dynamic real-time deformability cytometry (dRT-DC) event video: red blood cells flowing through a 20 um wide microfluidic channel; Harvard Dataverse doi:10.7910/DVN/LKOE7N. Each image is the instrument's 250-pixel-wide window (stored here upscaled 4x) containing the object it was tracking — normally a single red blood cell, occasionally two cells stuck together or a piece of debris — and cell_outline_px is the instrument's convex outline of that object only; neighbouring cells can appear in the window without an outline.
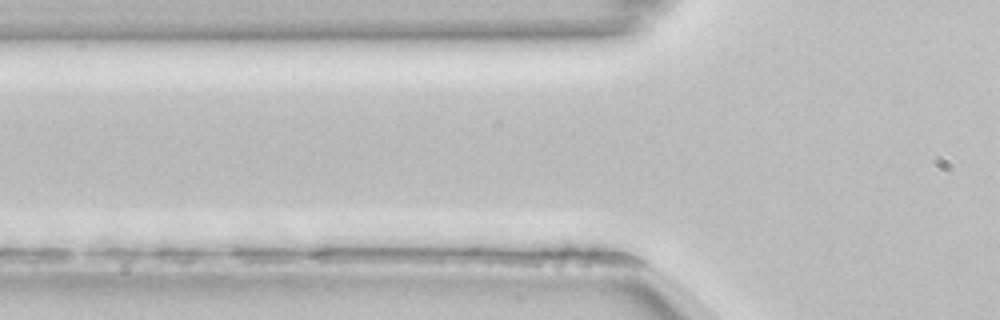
{"species": "common noctule bat (a hibernating species)", "species_latin": "Nyctalus noctula", "temperature_condition": "room temperature", "stored_images_in_passage": 2, "camera_frame_rate_fps": 3000, "um_per_image_px": 0.085, "animal": {"sex": "female", "body_mass_g": 22.7, "forearm_length_mm": 54.2}, "frame": {"image": 1, "passage_image": 2, "time_ms": 0.333, "image_size_px": [1000, 320], "cell_outline_px": [[636, 260], [624, 264], [524, 264], [516, 256], [568, 244], [624, 256]], "centroid_in_image_um": [48.67, 21.81], "position_along_channel_um": 77.1, "area_um2": 11.04}}